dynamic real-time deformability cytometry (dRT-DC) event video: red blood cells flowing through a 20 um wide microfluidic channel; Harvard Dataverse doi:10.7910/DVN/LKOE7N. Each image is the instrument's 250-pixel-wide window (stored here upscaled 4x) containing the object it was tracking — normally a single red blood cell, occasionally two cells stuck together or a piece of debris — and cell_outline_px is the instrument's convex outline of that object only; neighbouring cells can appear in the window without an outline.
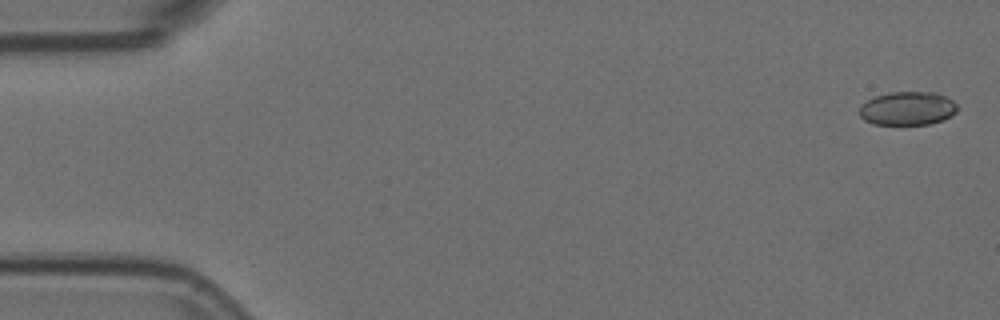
{"species": "Egyptian fruit bat (a non-hibernating species)", "species_latin": "Rousettus aegyptiacus", "temperature_condition": "room temperature", "stored_images_in_passage": 3, "camera_frame_rate_fps": 3000, "um_per_image_px": 0.085, "animal": {"sex": "female"}, "frame": {"image": 1, "passage_image": 1, "time_ms": 0.0, "image_size_px": [1000, 320], "cell_outline_px": [[960, 108], [956, 112], [944, 120], [928, 124], [872, 124], [864, 120], [860, 116], [860, 104], [876, 96], [892, 92], [936, 92], [952, 100]], "centroid_in_image_um": [77.16, 9.22], "position_along_channel_um": 7.8, "area_um2": 19.19}}